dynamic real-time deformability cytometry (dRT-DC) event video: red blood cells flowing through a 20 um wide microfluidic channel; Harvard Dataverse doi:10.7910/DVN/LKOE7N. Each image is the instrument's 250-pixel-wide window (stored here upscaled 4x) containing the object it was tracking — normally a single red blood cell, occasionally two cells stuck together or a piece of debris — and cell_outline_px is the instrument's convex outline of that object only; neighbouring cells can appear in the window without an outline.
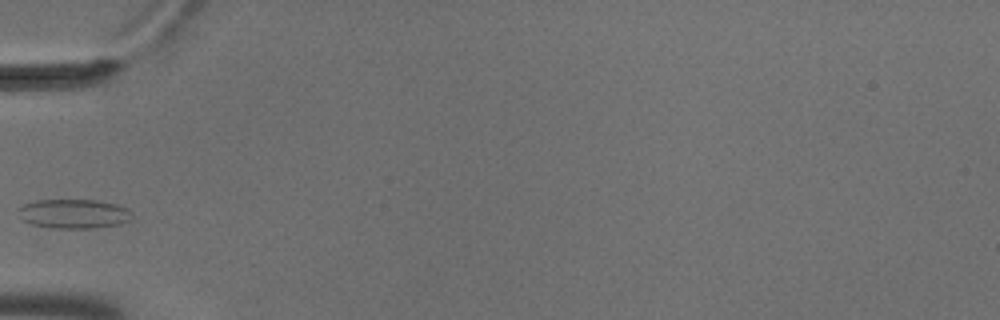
{"species": "common noctule bat (a hibernating species)", "species_latin": "Nyctalus noctula", "temperature_condition": "cold", "stored_images_in_passage": 3, "camera_frame_rate_fps": 3000, "um_per_image_px": 0.085, "animal": {"sex": "male", "body_mass_g": 18.8}, "frame": {"image": 1, "passage_image": 2, "time_ms": 0.333, "image_size_px": [1000, 320], "cell_outline_px": [[132, 220], [120, 224], [92, 228], [52, 228], [32, 224], [24, 220], [16, 212], [16, 208], [24, 204], [36, 200], [96, 200], [116, 204], [128, 208], [132, 212]], "centroid_in_image_um": [6.28, 18.17], "position_along_channel_um": 78.7, "area_um2": 19.59}}